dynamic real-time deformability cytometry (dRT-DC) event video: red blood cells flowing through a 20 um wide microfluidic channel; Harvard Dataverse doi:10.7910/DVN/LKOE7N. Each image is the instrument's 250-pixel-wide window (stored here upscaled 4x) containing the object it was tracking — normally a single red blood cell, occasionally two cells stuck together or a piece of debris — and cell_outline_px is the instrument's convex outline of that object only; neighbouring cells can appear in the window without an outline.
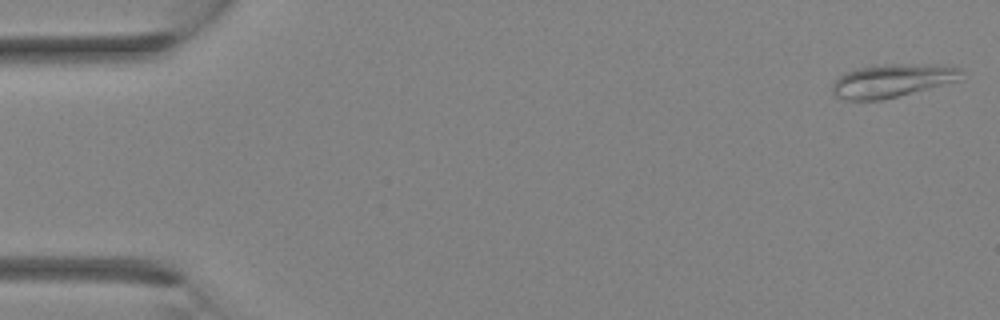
{"species": "Egyptian fruit bat (a non-hibernating species)", "species_latin": "Rousettus aegyptiacus", "temperature_condition": "room temperature", "stored_images_in_passage": 3, "camera_frame_rate_fps": 3000, "um_per_image_px": 0.085, "animal": {"sex": "female"}, "frame": {"image": 1, "passage_image": 1, "time_ms": 0.0, "image_size_px": [1000, 320], "cell_outline_px": [[960, 80], [880, 100], [848, 100], [836, 96], [832, 92], [832, 84], [840, 76], [856, 68], [884, 64], [936, 64], [960, 68]], "centroid_in_image_um": [75.81, 6.84], "position_along_channel_um": 9.2, "area_um2": 24.57}}